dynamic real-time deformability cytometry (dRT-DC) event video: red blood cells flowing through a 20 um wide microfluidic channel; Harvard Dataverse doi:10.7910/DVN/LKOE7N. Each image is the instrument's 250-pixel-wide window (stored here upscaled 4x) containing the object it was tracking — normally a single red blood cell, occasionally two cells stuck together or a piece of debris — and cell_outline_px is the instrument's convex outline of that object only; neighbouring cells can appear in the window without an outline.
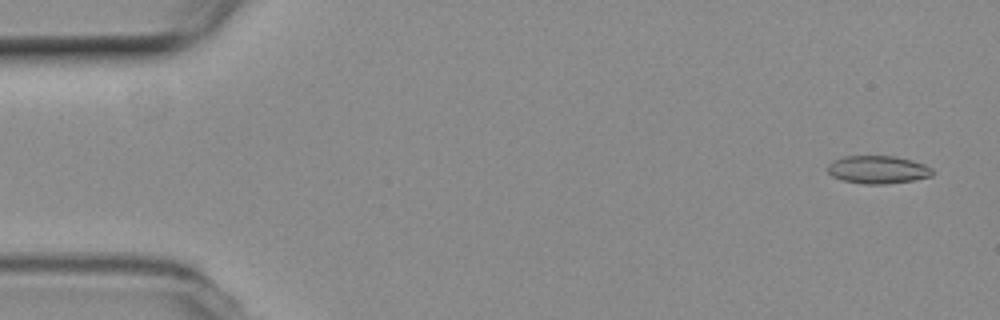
{"species": "common noctule bat (a hibernating species)", "species_latin": "Nyctalus noctula", "temperature_condition": "room temperature", "stored_images_in_passage": 39, "camera_frame_rate_fps": 3000, "um_per_image_px": 0.085, "animal": {"sex": "female", "body_mass_g": 19.3, "forearm_length_mm": 54.1}, "frame": {"image": 1, "passage_image": 3, "time_ms": 0.667, "image_size_px": [1000, 320], "cell_outline_px": [[932, 176], [912, 180], [888, 184], [864, 184], [844, 180], [832, 176], [828, 172], [828, 164], [832, 160], [844, 156], [892, 156], [912, 160], [924, 164], [932, 168]], "centroid_in_image_um": [74.6, 14.41], "position_along_channel_um": 10.4, "area_um2": 16.99}}
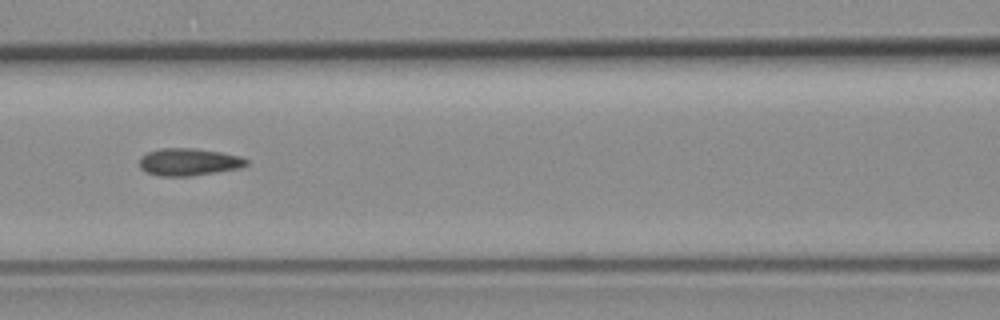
{"frame": {"image": 2, "passage_image": 24, "time_ms": 7.667, "image_size_px": [1000, 320], "cell_outline_px": [[248, 164], [240, 168], [192, 176], [160, 176], [148, 172], [140, 168], [140, 156], [148, 152], [160, 148], [192, 148], [220, 152], [240, 156], [248, 160]], "centroid_in_image_um": [16.04, 13.76], "position_along_channel_um": 150.6, "area_um2": 16.99}}
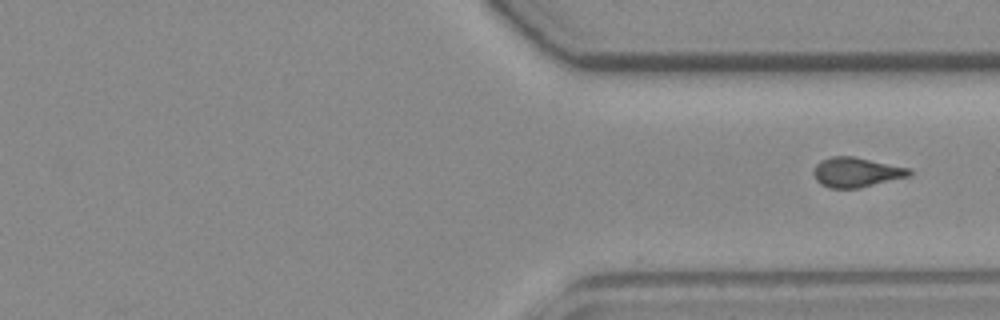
{"frame": {"image": 3, "passage_image": 39, "time_ms": 12.667, "image_size_px": [1000, 320], "cell_outline_px": [[912, 176], [860, 188], [828, 188], [820, 184], [816, 180], [812, 172], [816, 164], [820, 160], [832, 156], [852, 156], [908, 168], [912, 172]], "centroid_in_image_um": [72.76, 14.65], "position_along_channel_um": 338.6, "area_um2": 16.7}}